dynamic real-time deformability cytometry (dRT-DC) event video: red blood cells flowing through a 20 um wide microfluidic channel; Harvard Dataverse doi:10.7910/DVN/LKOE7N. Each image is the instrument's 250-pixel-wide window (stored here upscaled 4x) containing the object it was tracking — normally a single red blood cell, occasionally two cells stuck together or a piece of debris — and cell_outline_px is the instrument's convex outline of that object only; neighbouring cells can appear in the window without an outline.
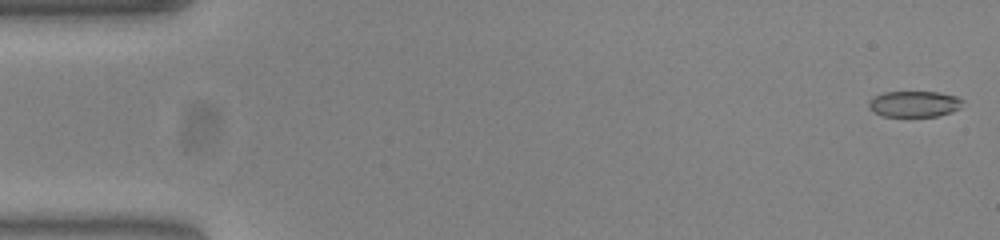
{"species": "common noctule bat (a hibernating species)", "species_latin": "Nyctalus noctula", "temperature_condition": "warm", "stored_images_in_passage": 53, "camera_frame_rate_fps": 3000, "um_per_image_px": 0.085, "animal": {"sex": "female", "body_mass_g": 23.0, "forearm_length_mm": 53.4}, "frame": {"image": 1, "passage_image": 1, "time_ms": 0.0, "image_size_px": [1000, 240], "cell_outline_px": [[964, 100], [960, 108], [952, 112], [936, 116], [908, 120], [884, 116], [868, 108], [868, 100], [884, 92], [940, 92], [956, 96]], "centroid_in_image_um": [77.71, 8.89], "position_along_channel_um": 7.3, "area_um2": 14.97}}
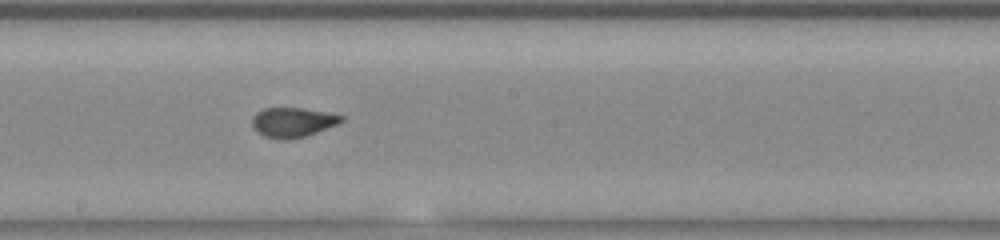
{"frame": {"image": 2, "passage_image": 29, "time_ms": 9.333, "image_size_px": [1000, 240], "cell_outline_px": [[344, 120], [340, 124], [304, 136], [288, 140], [280, 140], [264, 136], [256, 132], [252, 128], [252, 116], [256, 112], [264, 108], [304, 108], [332, 112], [344, 116]], "centroid_in_image_um": [24.89, 10.39], "position_along_channel_um": 223.3, "area_um2": 15.84}}
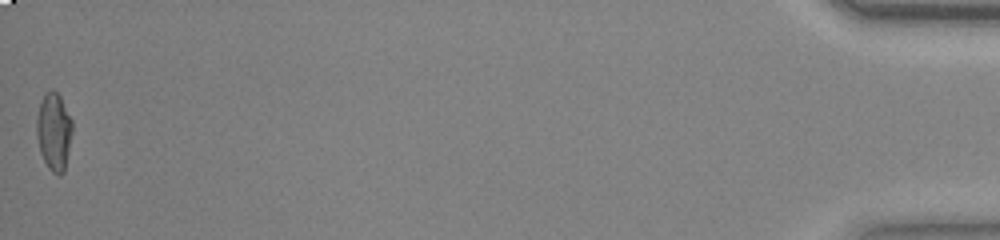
{"frame": {"image": 3, "passage_image": 53, "time_ms": 17.333, "image_size_px": [1000, 240], "cell_outline_px": [[72, 132], [64, 172], [60, 176], [52, 172], [48, 168], [40, 152], [36, 136], [36, 116], [44, 92], [52, 88], [60, 96], [72, 120]], "centroid_in_image_um": [4.56, 11.17], "position_along_channel_um": 430.6, "area_um2": 16.3}, "authors_computed_cell_mechanics": {"area_um2": 15.4904, "velocity_mm_per_s": 3.868, "shape_relaxation_time_tau1_ms": 8.0118, "shape_relaxation_time_tau2_ms": null, "deformation_change_tau1": 0.2675, "deformation_change_tau2": null}}